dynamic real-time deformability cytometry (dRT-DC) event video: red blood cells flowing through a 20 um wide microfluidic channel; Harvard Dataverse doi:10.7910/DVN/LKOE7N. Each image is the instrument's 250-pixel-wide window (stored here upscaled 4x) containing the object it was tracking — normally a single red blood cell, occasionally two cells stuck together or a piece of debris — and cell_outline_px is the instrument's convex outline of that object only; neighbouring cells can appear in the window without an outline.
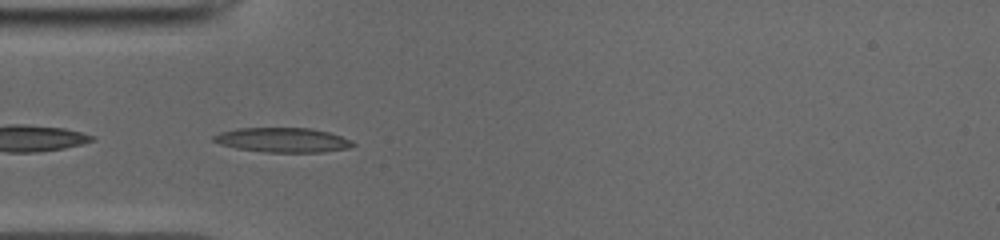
{"species": "common noctule bat (a hibernating species)", "species_latin": "Nyctalus noctula", "temperature_condition": "cold", "stored_images_in_passage": 33, "camera_frame_rate_fps": 3000, "um_per_image_px": 0.085, "animal": {"sex": "male", "body_mass_g": 19.0, "forearm_length_mm": 50.8}, "frame": {"image": 1, "passage_image": 4, "time_ms": 1.0, "image_size_px": [1000, 240], "cell_outline_px": [[356, 144], [348, 148], [324, 152], [264, 152], [236, 148], [220, 144], [212, 140], [212, 136], [220, 132], [236, 128], [308, 128], [328, 132], [352, 140]], "centroid_in_image_um": [24.01, 11.9], "position_along_channel_um": 61.0, "area_um2": 19.94}}
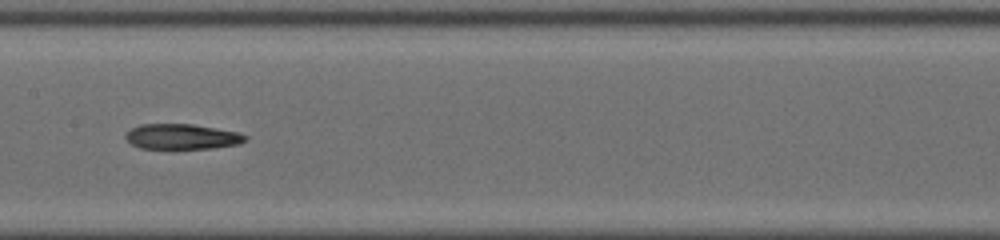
{"frame": {"image": 2, "passage_image": 14, "time_ms": 4.333, "image_size_px": [1000, 240], "cell_outline_px": [[248, 140], [240, 144], [212, 148], [140, 148], [132, 144], [124, 136], [132, 128], [140, 124], [192, 124], [236, 132], [248, 136]], "centroid_in_image_um": [15.49, 11.61], "position_along_channel_um": 191.9, "area_um2": 17.46}}
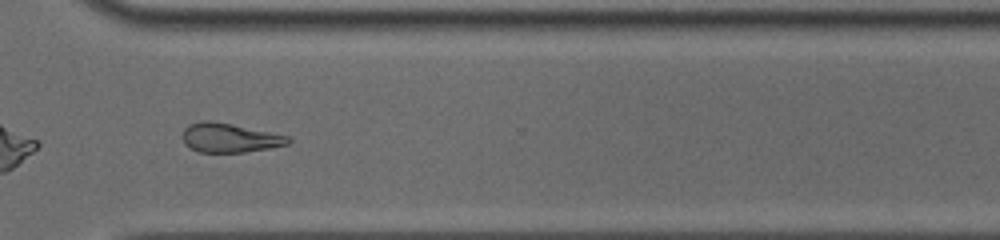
{"frame": {"image": 3, "passage_image": 26, "time_ms": 8.333, "image_size_px": [1000, 240], "cell_outline_px": [[292, 140], [288, 144], [268, 148], [244, 152], [200, 152], [184, 144], [184, 128], [188, 124], [200, 120], [208, 120], [232, 124], [288, 136]], "centroid_in_image_um": [19.5, 11.7], "position_along_channel_um": 351.1, "area_um2": 17.74}}